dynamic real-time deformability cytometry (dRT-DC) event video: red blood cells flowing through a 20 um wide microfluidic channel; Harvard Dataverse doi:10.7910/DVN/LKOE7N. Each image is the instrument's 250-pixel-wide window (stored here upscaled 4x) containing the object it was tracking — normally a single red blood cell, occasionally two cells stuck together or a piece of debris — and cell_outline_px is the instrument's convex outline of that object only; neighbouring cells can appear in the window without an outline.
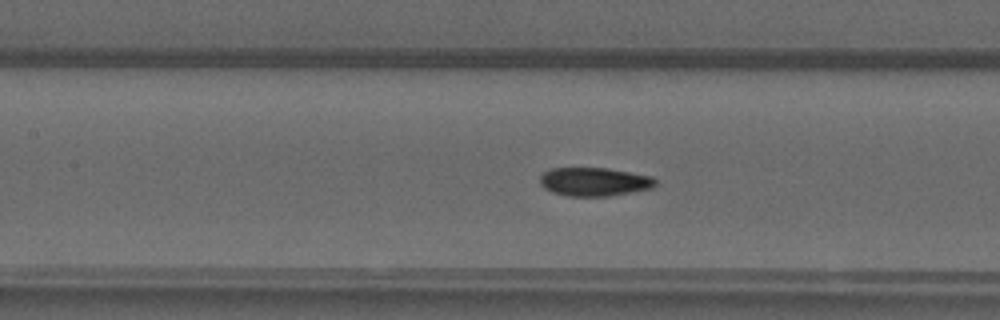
{"species": "common noctule bat (a hibernating species)", "species_latin": "Nyctalus noctula", "temperature_condition": "warm", "stored_images_in_passage": 46, "camera_frame_rate_fps": 3000, "um_per_image_px": 0.085, "animal": {"sex": "male", "forearm_length_mm": 52.5}, "frame": {"image": 1, "passage_image": 24, "time_ms": 7.667, "image_size_px": [1000, 320], "cell_outline_px": [[656, 184], [652, 188], [632, 192], [608, 196], [568, 196], [552, 192], [544, 188], [540, 184], [540, 176], [544, 172], [552, 168], [608, 168], [652, 176], [656, 180]], "centroid_in_image_um": [50.51, 15.45], "position_along_channel_um": 156.9, "area_um2": 19.25}}
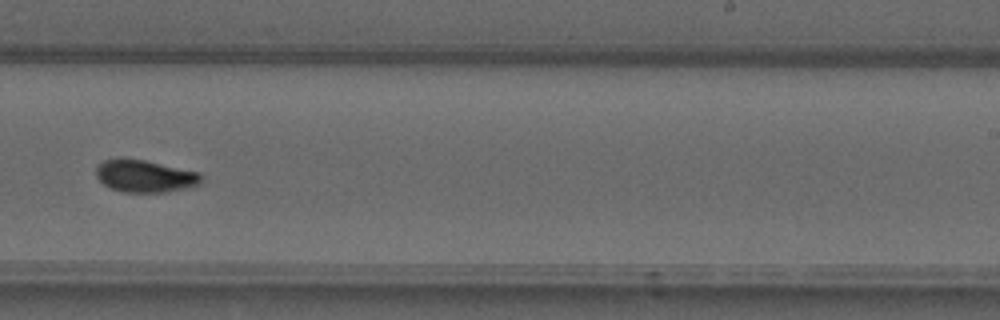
{"frame": {"image": 2, "passage_image": 33, "time_ms": 10.667, "image_size_px": [1000, 320], "cell_outline_px": [[204, 176], [200, 184], [188, 188], [168, 192], [124, 192], [112, 188], [104, 184], [96, 176], [96, 168], [104, 160], [144, 160], [200, 172]], "centroid_in_image_um": [12.4, 14.99], "position_along_channel_um": 276.6, "area_um2": 19.54}}
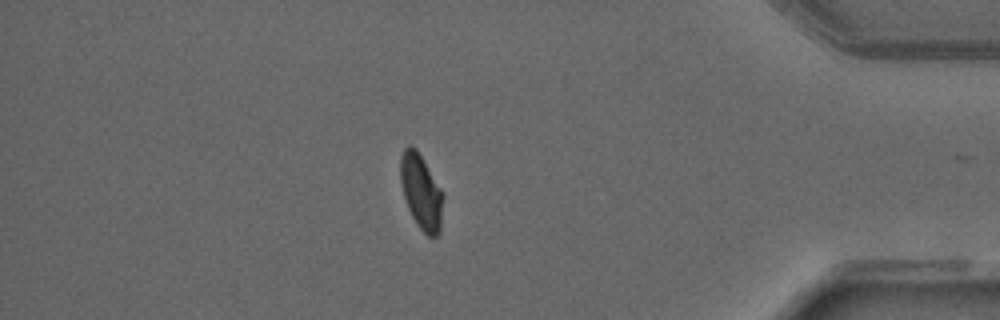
{"frame": {"image": 3, "passage_image": 45, "time_ms": 14.667, "image_size_px": [1000, 320], "cell_outline_px": [[444, 196], [440, 232], [436, 236], [428, 236], [416, 224], [408, 208], [400, 184], [400, 156], [404, 148], [408, 144], [416, 148], [444, 192]], "centroid_in_image_um": [35.81, 16.28], "position_along_channel_um": 399.4, "area_um2": 18.9}, "authors_computed_cell_mechanics": {"area_um2": 19.2474, "velocity_mm_per_s": 4.0128, "shape_relaxation_time_tau1_ms": 6.423, "shape_relaxation_time_tau2_ms": 1.0087, "deformation_change_tau1": 0.1692, "deformation_change_tau2": 0.0345}}